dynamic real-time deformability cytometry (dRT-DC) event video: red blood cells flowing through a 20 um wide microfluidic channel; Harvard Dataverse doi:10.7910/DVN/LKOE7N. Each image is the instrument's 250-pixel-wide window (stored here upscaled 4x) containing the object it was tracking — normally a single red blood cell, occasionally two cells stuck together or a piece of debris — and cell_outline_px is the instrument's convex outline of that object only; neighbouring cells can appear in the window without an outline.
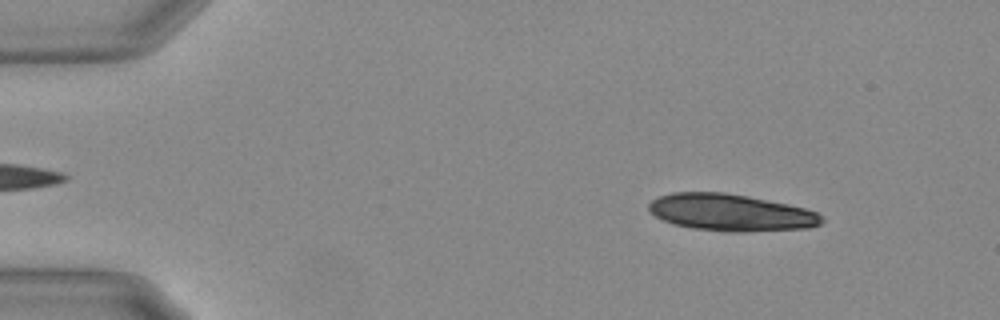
{"species": "Egyptian fruit bat (a non-hibernating species)", "species_latin": "Rousettus aegyptiacus", "temperature_condition": "warm", "stored_images_in_passage": 55, "camera_frame_rate_fps": 3000, "um_per_image_px": 0.085, "animal": {"sex": "female"}, "frame": {"image": 1, "passage_image": 6, "time_ms": 1.667, "image_size_px": [1000, 320], "cell_outline_px": [[824, 220], [820, 224], [808, 228], [744, 232], [724, 232], [692, 228], [672, 224], [656, 216], [648, 208], [648, 204], [652, 200], [660, 196], [672, 192], [724, 192], [748, 196], [788, 204], [804, 208], [816, 212]], "centroid_in_image_um": [62.11, 18.07], "position_along_channel_um": 22.9, "area_um2": 37.22}}
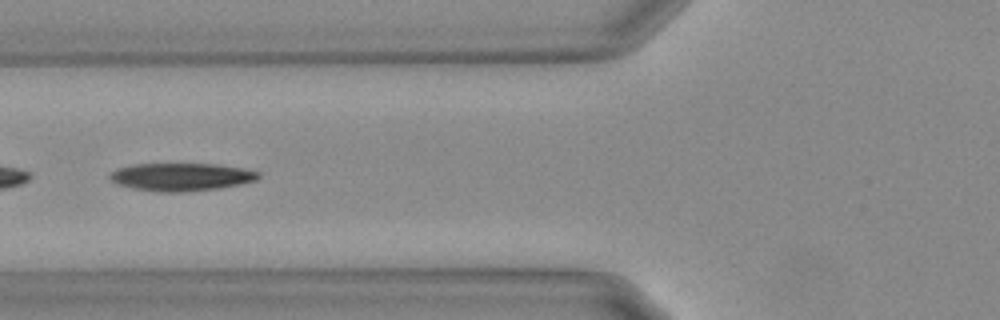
{"frame": {"image": 2, "passage_image": 21, "time_ms": 6.667, "image_size_px": [1000, 320], "cell_outline_px": [[260, 176], [256, 180], [216, 188], [184, 192], [156, 192], [132, 188], [116, 184], [108, 176], [116, 168], [132, 164], [216, 164], [244, 168], [260, 172]], "centroid_in_image_um": [15.36, 15.03], "position_along_channel_um": 110.4, "area_um2": 24.04}}
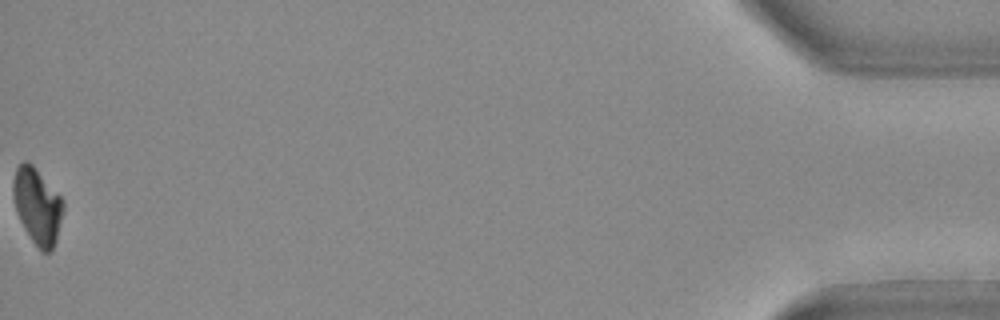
{"frame": {"image": 3, "passage_image": 55, "time_ms": 18.0, "image_size_px": [1000, 320], "cell_outline_px": [[64, 208], [56, 240], [52, 252], [40, 252], [24, 228], [16, 212], [12, 192], [12, 184], [16, 168], [24, 160], [28, 160], [32, 164], [64, 200]], "centroid_in_image_um": [3.17, 17.52], "position_along_channel_um": 432.0, "area_um2": 22.25}, "authors_computed_cell_mechanics": {"area_um2": 24.9118, "velocity_mm_per_s": 3.6941, "shape_relaxation_time_tau1_ms": 3.2745, "shape_relaxation_time_tau2_ms": null, "deformation_change_tau1": 0.1772, "deformation_change_tau2": null}}